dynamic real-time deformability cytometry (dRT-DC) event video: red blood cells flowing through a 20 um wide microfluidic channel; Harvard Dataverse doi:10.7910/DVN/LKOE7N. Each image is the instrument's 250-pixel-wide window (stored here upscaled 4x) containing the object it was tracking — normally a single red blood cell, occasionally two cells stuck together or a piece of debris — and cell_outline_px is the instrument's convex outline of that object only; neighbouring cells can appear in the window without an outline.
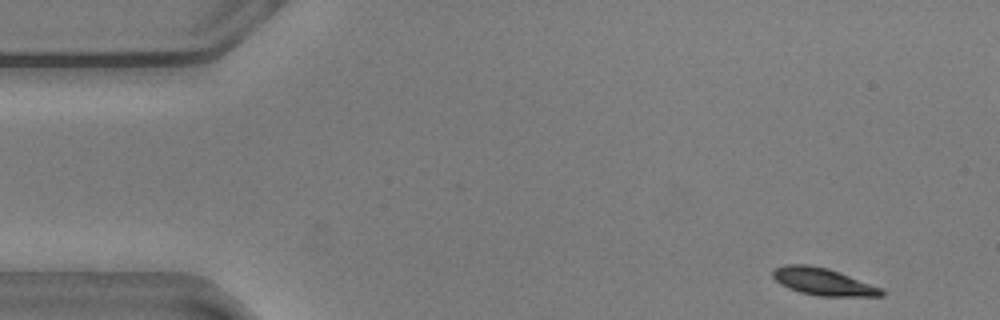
{"species": "common noctule bat (a hibernating species)", "species_latin": "Nyctalus noctula", "temperature_condition": "warm", "stored_images_in_passage": 54, "camera_frame_rate_fps": 3000, "um_per_image_px": 0.085, "animal": {"sex": "male", "body_mass_g": 20.5, "forearm_length_mm": 52.5}, "frame": {"image": 1, "passage_image": 1, "time_ms": 0.0, "image_size_px": [1000, 320], "cell_outline_px": [[884, 296], [816, 296], [800, 292], [788, 288], [780, 284], [772, 276], [772, 268], [784, 264], [808, 264], [828, 268], [840, 272], [884, 288]], "centroid_in_image_um": [69.96, 23.93], "position_along_channel_um": 15.0, "area_um2": 17.57}}
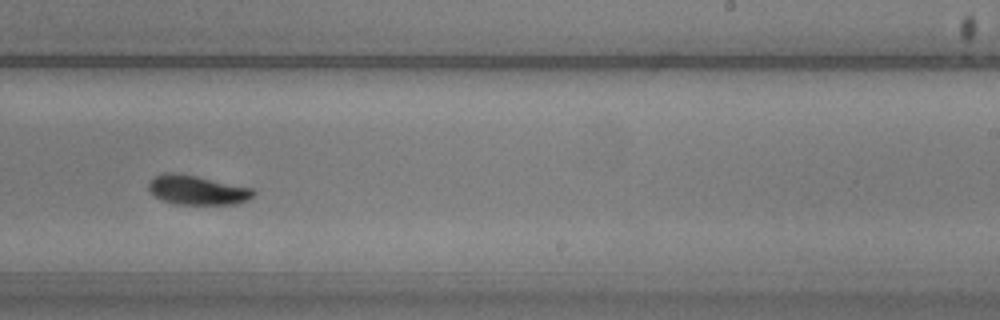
{"frame": {"image": 2, "passage_image": 31, "time_ms": 10.0, "image_size_px": [1000, 320], "cell_outline_px": [[256, 192], [248, 200], [236, 204], [176, 204], [160, 200], [148, 188], [148, 180], [164, 172], [176, 172], [196, 176], [252, 188]], "centroid_in_image_um": [16.73, 16.15], "position_along_channel_um": 272.3, "area_um2": 17.92}}
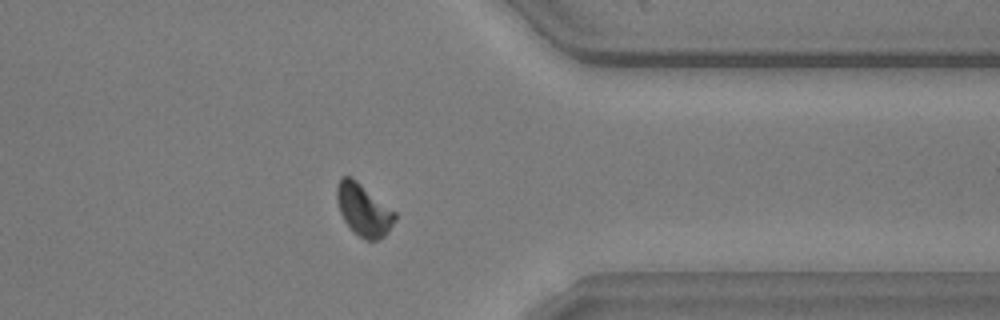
{"frame": {"image": 3, "passage_image": 41, "time_ms": 13.333, "image_size_px": [1000, 320], "cell_outline_px": [[396, 220], [388, 232], [384, 236], [376, 240], [364, 240], [344, 220], [340, 212], [336, 200], [336, 184], [340, 176], [352, 176], [396, 212]], "centroid_in_image_um": [30.9, 17.8], "position_along_channel_um": 380.5, "area_um2": 17.69}, "authors_computed_cell_mechanics": {"area_um2": 17.8024, "velocity_mm_per_s": 3.5683, "shape_relaxation_time_tau1_ms": 2.3667, "shape_relaxation_time_tau2_ms": null, "deformation_change_tau1": 0.0786, "deformation_change_tau2": null}}